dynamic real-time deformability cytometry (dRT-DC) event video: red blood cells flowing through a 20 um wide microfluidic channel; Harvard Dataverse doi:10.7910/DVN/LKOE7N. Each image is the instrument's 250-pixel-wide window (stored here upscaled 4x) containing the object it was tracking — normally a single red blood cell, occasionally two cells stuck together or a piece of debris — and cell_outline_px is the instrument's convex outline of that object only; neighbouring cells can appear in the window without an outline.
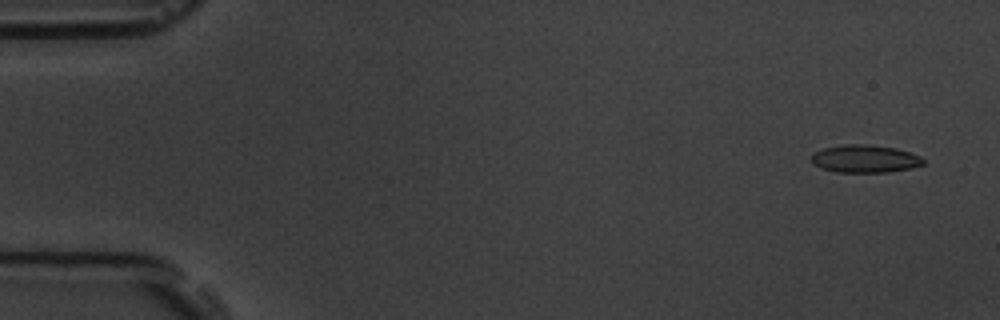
{"species": "common noctule bat (a hibernating species)", "species_latin": "Nyctalus noctula", "temperature_condition": "room temperature", "stored_images_in_passage": 5, "camera_frame_rate_fps": 3000, "um_per_image_px": 0.085, "animal": {"sex": "male", "body_mass_g": 19.5, "forearm_length_mm": 54.6}, "frame": {"image": 1, "passage_image": 1, "time_ms": 0.0, "image_size_px": [1000, 320], "cell_outline_px": [[924, 164], [912, 168], [888, 172], [836, 172], [820, 168], [812, 160], [812, 156], [816, 152], [824, 148], [844, 144], [864, 144], [896, 148], [920, 156], [924, 160]], "centroid_in_image_um": [73.54, 13.5], "position_along_channel_um": 11.5, "area_um2": 17.92}}
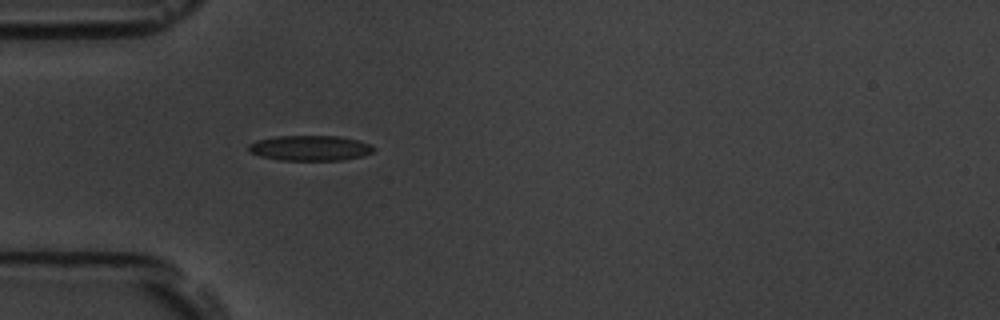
{"frame": {"image": 2, "passage_image": 5, "time_ms": 4.667, "image_size_px": [1000, 320], "cell_outline_px": [[376, 148], [372, 152], [364, 156], [344, 160], [280, 160], [260, 156], [248, 152], [248, 144], [256, 140], [276, 136], [340, 136], [360, 140], [372, 144]], "centroid_in_image_um": [26.38, 12.58], "position_along_channel_um": 58.6, "area_um2": 18.73}}